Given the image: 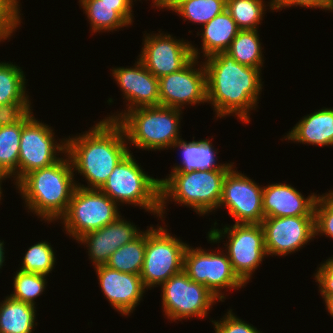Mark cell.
Instances as JSON below:
<instances>
[{
  "label": "cell",
  "mask_w": 333,
  "mask_h": 333,
  "mask_svg": "<svg viewBox=\"0 0 333 333\" xmlns=\"http://www.w3.org/2000/svg\"><path fill=\"white\" fill-rule=\"evenodd\" d=\"M207 103L215 117L235 114L242 123L250 122V111L258 106L263 82L261 69L238 63L226 52L206 57ZM237 115V116H236Z\"/></svg>",
  "instance_id": "1"
},
{
  "label": "cell",
  "mask_w": 333,
  "mask_h": 333,
  "mask_svg": "<svg viewBox=\"0 0 333 333\" xmlns=\"http://www.w3.org/2000/svg\"><path fill=\"white\" fill-rule=\"evenodd\" d=\"M129 152L124 130L114 120H100L85 133L66 138V154L73 171L88 181V186L76 182L82 188L100 189Z\"/></svg>",
  "instance_id": "2"
},
{
  "label": "cell",
  "mask_w": 333,
  "mask_h": 333,
  "mask_svg": "<svg viewBox=\"0 0 333 333\" xmlns=\"http://www.w3.org/2000/svg\"><path fill=\"white\" fill-rule=\"evenodd\" d=\"M64 156L49 167L30 171L15 184L25 207L47 223L66 213L76 188L71 161L66 153Z\"/></svg>",
  "instance_id": "3"
},
{
  "label": "cell",
  "mask_w": 333,
  "mask_h": 333,
  "mask_svg": "<svg viewBox=\"0 0 333 333\" xmlns=\"http://www.w3.org/2000/svg\"><path fill=\"white\" fill-rule=\"evenodd\" d=\"M229 171L170 172L165 179H160V218H164L168 201L191 207L199 216L216 211L221 200L223 182Z\"/></svg>",
  "instance_id": "4"
},
{
  "label": "cell",
  "mask_w": 333,
  "mask_h": 333,
  "mask_svg": "<svg viewBox=\"0 0 333 333\" xmlns=\"http://www.w3.org/2000/svg\"><path fill=\"white\" fill-rule=\"evenodd\" d=\"M182 110L164 106L139 107L127 111L117 122L127 142L142 150H165L181 139Z\"/></svg>",
  "instance_id": "5"
},
{
  "label": "cell",
  "mask_w": 333,
  "mask_h": 333,
  "mask_svg": "<svg viewBox=\"0 0 333 333\" xmlns=\"http://www.w3.org/2000/svg\"><path fill=\"white\" fill-rule=\"evenodd\" d=\"M132 154L129 152L116 165L100 190L118 206H139L160 217V179L146 174Z\"/></svg>",
  "instance_id": "6"
},
{
  "label": "cell",
  "mask_w": 333,
  "mask_h": 333,
  "mask_svg": "<svg viewBox=\"0 0 333 333\" xmlns=\"http://www.w3.org/2000/svg\"><path fill=\"white\" fill-rule=\"evenodd\" d=\"M216 225L217 222L208 231L207 240L213 244L220 243V240H223L227 235L228 241L224 245L225 252L234 272L247 284L264 257H268L262 225L235 223L232 226L225 225L222 229L217 228Z\"/></svg>",
  "instance_id": "7"
},
{
  "label": "cell",
  "mask_w": 333,
  "mask_h": 333,
  "mask_svg": "<svg viewBox=\"0 0 333 333\" xmlns=\"http://www.w3.org/2000/svg\"><path fill=\"white\" fill-rule=\"evenodd\" d=\"M117 204L100 189L76 186L66 213L59 219L73 239L101 229L120 215Z\"/></svg>",
  "instance_id": "8"
},
{
  "label": "cell",
  "mask_w": 333,
  "mask_h": 333,
  "mask_svg": "<svg viewBox=\"0 0 333 333\" xmlns=\"http://www.w3.org/2000/svg\"><path fill=\"white\" fill-rule=\"evenodd\" d=\"M150 226L146 230V249L140 277L145 288L161 286L171 276L183 271L188 244L172 236L164 227Z\"/></svg>",
  "instance_id": "9"
},
{
  "label": "cell",
  "mask_w": 333,
  "mask_h": 333,
  "mask_svg": "<svg viewBox=\"0 0 333 333\" xmlns=\"http://www.w3.org/2000/svg\"><path fill=\"white\" fill-rule=\"evenodd\" d=\"M52 127L35 119L32 110L22 113L18 181L30 171L49 167L66 153V139L55 141ZM58 156V157H57Z\"/></svg>",
  "instance_id": "10"
},
{
  "label": "cell",
  "mask_w": 333,
  "mask_h": 333,
  "mask_svg": "<svg viewBox=\"0 0 333 333\" xmlns=\"http://www.w3.org/2000/svg\"><path fill=\"white\" fill-rule=\"evenodd\" d=\"M162 307L171 321L206 318L214 303L220 302L203 284L192 281L181 271L162 285Z\"/></svg>",
  "instance_id": "11"
},
{
  "label": "cell",
  "mask_w": 333,
  "mask_h": 333,
  "mask_svg": "<svg viewBox=\"0 0 333 333\" xmlns=\"http://www.w3.org/2000/svg\"><path fill=\"white\" fill-rule=\"evenodd\" d=\"M208 251L202 247L187 246L184 254L183 271L197 283L203 284L223 302L226 297L221 291L245 287V283L234 272L227 253ZM223 299V300H222Z\"/></svg>",
  "instance_id": "12"
},
{
  "label": "cell",
  "mask_w": 333,
  "mask_h": 333,
  "mask_svg": "<svg viewBox=\"0 0 333 333\" xmlns=\"http://www.w3.org/2000/svg\"><path fill=\"white\" fill-rule=\"evenodd\" d=\"M145 34L138 59L158 79L182 69L193 57H200V49L183 38L178 40L163 32Z\"/></svg>",
  "instance_id": "13"
},
{
  "label": "cell",
  "mask_w": 333,
  "mask_h": 333,
  "mask_svg": "<svg viewBox=\"0 0 333 333\" xmlns=\"http://www.w3.org/2000/svg\"><path fill=\"white\" fill-rule=\"evenodd\" d=\"M198 63L193 57L182 69L159 78L160 106L183 110L184 105L207 103L206 68Z\"/></svg>",
  "instance_id": "14"
},
{
  "label": "cell",
  "mask_w": 333,
  "mask_h": 333,
  "mask_svg": "<svg viewBox=\"0 0 333 333\" xmlns=\"http://www.w3.org/2000/svg\"><path fill=\"white\" fill-rule=\"evenodd\" d=\"M233 167L223 182L220 207H225L236 224H261L263 187Z\"/></svg>",
  "instance_id": "15"
},
{
  "label": "cell",
  "mask_w": 333,
  "mask_h": 333,
  "mask_svg": "<svg viewBox=\"0 0 333 333\" xmlns=\"http://www.w3.org/2000/svg\"><path fill=\"white\" fill-rule=\"evenodd\" d=\"M261 225L268 256H286L315 238V216L264 218Z\"/></svg>",
  "instance_id": "16"
},
{
  "label": "cell",
  "mask_w": 333,
  "mask_h": 333,
  "mask_svg": "<svg viewBox=\"0 0 333 333\" xmlns=\"http://www.w3.org/2000/svg\"><path fill=\"white\" fill-rule=\"evenodd\" d=\"M112 76L127 100L126 110L105 119L118 121L127 111L139 107L160 106L159 79L137 58L134 66L111 69ZM128 109V110H127Z\"/></svg>",
  "instance_id": "17"
},
{
  "label": "cell",
  "mask_w": 333,
  "mask_h": 333,
  "mask_svg": "<svg viewBox=\"0 0 333 333\" xmlns=\"http://www.w3.org/2000/svg\"><path fill=\"white\" fill-rule=\"evenodd\" d=\"M94 269L100 288L111 306L124 316L133 313L146 291L140 275L120 272L106 265Z\"/></svg>",
  "instance_id": "18"
},
{
  "label": "cell",
  "mask_w": 333,
  "mask_h": 333,
  "mask_svg": "<svg viewBox=\"0 0 333 333\" xmlns=\"http://www.w3.org/2000/svg\"><path fill=\"white\" fill-rule=\"evenodd\" d=\"M143 231L120 215L114 222L90 233L77 241L85 244L93 265H105L110 256L123 245L137 238Z\"/></svg>",
  "instance_id": "19"
},
{
  "label": "cell",
  "mask_w": 333,
  "mask_h": 333,
  "mask_svg": "<svg viewBox=\"0 0 333 333\" xmlns=\"http://www.w3.org/2000/svg\"><path fill=\"white\" fill-rule=\"evenodd\" d=\"M319 197L311 193L308 197L286 183L263 186L262 208L264 218L287 216H315L314 207Z\"/></svg>",
  "instance_id": "20"
},
{
  "label": "cell",
  "mask_w": 333,
  "mask_h": 333,
  "mask_svg": "<svg viewBox=\"0 0 333 333\" xmlns=\"http://www.w3.org/2000/svg\"><path fill=\"white\" fill-rule=\"evenodd\" d=\"M25 78L21 67L12 62H0V109L8 115L32 110Z\"/></svg>",
  "instance_id": "21"
},
{
  "label": "cell",
  "mask_w": 333,
  "mask_h": 333,
  "mask_svg": "<svg viewBox=\"0 0 333 333\" xmlns=\"http://www.w3.org/2000/svg\"><path fill=\"white\" fill-rule=\"evenodd\" d=\"M283 138L320 147L333 146V107L307 114Z\"/></svg>",
  "instance_id": "22"
},
{
  "label": "cell",
  "mask_w": 333,
  "mask_h": 333,
  "mask_svg": "<svg viewBox=\"0 0 333 333\" xmlns=\"http://www.w3.org/2000/svg\"><path fill=\"white\" fill-rule=\"evenodd\" d=\"M92 32L117 31L133 22L132 4H108L102 0H79Z\"/></svg>",
  "instance_id": "23"
},
{
  "label": "cell",
  "mask_w": 333,
  "mask_h": 333,
  "mask_svg": "<svg viewBox=\"0 0 333 333\" xmlns=\"http://www.w3.org/2000/svg\"><path fill=\"white\" fill-rule=\"evenodd\" d=\"M179 139L172 147L179 148L182 155L181 164L172 167L171 172H191L194 170H231L233 163H216L217 150L208 139L190 142Z\"/></svg>",
  "instance_id": "24"
},
{
  "label": "cell",
  "mask_w": 333,
  "mask_h": 333,
  "mask_svg": "<svg viewBox=\"0 0 333 333\" xmlns=\"http://www.w3.org/2000/svg\"><path fill=\"white\" fill-rule=\"evenodd\" d=\"M22 132V114L8 115L0 124V170L18 182L19 148Z\"/></svg>",
  "instance_id": "25"
},
{
  "label": "cell",
  "mask_w": 333,
  "mask_h": 333,
  "mask_svg": "<svg viewBox=\"0 0 333 333\" xmlns=\"http://www.w3.org/2000/svg\"><path fill=\"white\" fill-rule=\"evenodd\" d=\"M202 51L204 58L219 53L226 52L233 39L237 35L239 28L227 10L214 17L211 21L201 27Z\"/></svg>",
  "instance_id": "26"
},
{
  "label": "cell",
  "mask_w": 333,
  "mask_h": 333,
  "mask_svg": "<svg viewBox=\"0 0 333 333\" xmlns=\"http://www.w3.org/2000/svg\"><path fill=\"white\" fill-rule=\"evenodd\" d=\"M36 312V306L6 296L0 302V333H32Z\"/></svg>",
  "instance_id": "27"
},
{
  "label": "cell",
  "mask_w": 333,
  "mask_h": 333,
  "mask_svg": "<svg viewBox=\"0 0 333 333\" xmlns=\"http://www.w3.org/2000/svg\"><path fill=\"white\" fill-rule=\"evenodd\" d=\"M261 45L258 30H239L226 53L240 64L262 69Z\"/></svg>",
  "instance_id": "28"
},
{
  "label": "cell",
  "mask_w": 333,
  "mask_h": 333,
  "mask_svg": "<svg viewBox=\"0 0 333 333\" xmlns=\"http://www.w3.org/2000/svg\"><path fill=\"white\" fill-rule=\"evenodd\" d=\"M146 249V230L131 242L118 248L106 266L120 272L140 275Z\"/></svg>",
  "instance_id": "29"
},
{
  "label": "cell",
  "mask_w": 333,
  "mask_h": 333,
  "mask_svg": "<svg viewBox=\"0 0 333 333\" xmlns=\"http://www.w3.org/2000/svg\"><path fill=\"white\" fill-rule=\"evenodd\" d=\"M226 10V0H182L173 9L183 21L204 26L214 17Z\"/></svg>",
  "instance_id": "30"
},
{
  "label": "cell",
  "mask_w": 333,
  "mask_h": 333,
  "mask_svg": "<svg viewBox=\"0 0 333 333\" xmlns=\"http://www.w3.org/2000/svg\"><path fill=\"white\" fill-rule=\"evenodd\" d=\"M265 4L263 0H226V10L239 30H257L268 9Z\"/></svg>",
  "instance_id": "31"
},
{
  "label": "cell",
  "mask_w": 333,
  "mask_h": 333,
  "mask_svg": "<svg viewBox=\"0 0 333 333\" xmlns=\"http://www.w3.org/2000/svg\"><path fill=\"white\" fill-rule=\"evenodd\" d=\"M55 257L50 243L47 241L38 242L28 248L19 270L48 276L56 265Z\"/></svg>",
  "instance_id": "32"
},
{
  "label": "cell",
  "mask_w": 333,
  "mask_h": 333,
  "mask_svg": "<svg viewBox=\"0 0 333 333\" xmlns=\"http://www.w3.org/2000/svg\"><path fill=\"white\" fill-rule=\"evenodd\" d=\"M46 275L16 271L13 277L14 291L9 296L15 300L29 303L35 306L34 301L37 297L43 294L46 288Z\"/></svg>",
  "instance_id": "33"
},
{
  "label": "cell",
  "mask_w": 333,
  "mask_h": 333,
  "mask_svg": "<svg viewBox=\"0 0 333 333\" xmlns=\"http://www.w3.org/2000/svg\"><path fill=\"white\" fill-rule=\"evenodd\" d=\"M324 194L315 202V236L321 234L333 239V194L330 191Z\"/></svg>",
  "instance_id": "34"
},
{
  "label": "cell",
  "mask_w": 333,
  "mask_h": 333,
  "mask_svg": "<svg viewBox=\"0 0 333 333\" xmlns=\"http://www.w3.org/2000/svg\"><path fill=\"white\" fill-rule=\"evenodd\" d=\"M225 317L221 320H212L215 333H262L257 330L252 324L246 323L242 319L238 318L232 312V309L228 310Z\"/></svg>",
  "instance_id": "35"
},
{
  "label": "cell",
  "mask_w": 333,
  "mask_h": 333,
  "mask_svg": "<svg viewBox=\"0 0 333 333\" xmlns=\"http://www.w3.org/2000/svg\"><path fill=\"white\" fill-rule=\"evenodd\" d=\"M267 6L271 10H282L292 6L306 8H320L323 10L333 11V0H269Z\"/></svg>",
  "instance_id": "36"
},
{
  "label": "cell",
  "mask_w": 333,
  "mask_h": 333,
  "mask_svg": "<svg viewBox=\"0 0 333 333\" xmlns=\"http://www.w3.org/2000/svg\"><path fill=\"white\" fill-rule=\"evenodd\" d=\"M316 271L314 279L319 284L320 295H333V256L320 264Z\"/></svg>",
  "instance_id": "37"
},
{
  "label": "cell",
  "mask_w": 333,
  "mask_h": 333,
  "mask_svg": "<svg viewBox=\"0 0 333 333\" xmlns=\"http://www.w3.org/2000/svg\"><path fill=\"white\" fill-rule=\"evenodd\" d=\"M20 0H0V19L15 32L21 24Z\"/></svg>",
  "instance_id": "38"
},
{
  "label": "cell",
  "mask_w": 333,
  "mask_h": 333,
  "mask_svg": "<svg viewBox=\"0 0 333 333\" xmlns=\"http://www.w3.org/2000/svg\"><path fill=\"white\" fill-rule=\"evenodd\" d=\"M182 0H155L153 6H156L160 9H169L172 10L177 4H179Z\"/></svg>",
  "instance_id": "39"
},
{
  "label": "cell",
  "mask_w": 333,
  "mask_h": 333,
  "mask_svg": "<svg viewBox=\"0 0 333 333\" xmlns=\"http://www.w3.org/2000/svg\"><path fill=\"white\" fill-rule=\"evenodd\" d=\"M13 31L0 19V42L9 39Z\"/></svg>",
  "instance_id": "40"
},
{
  "label": "cell",
  "mask_w": 333,
  "mask_h": 333,
  "mask_svg": "<svg viewBox=\"0 0 333 333\" xmlns=\"http://www.w3.org/2000/svg\"><path fill=\"white\" fill-rule=\"evenodd\" d=\"M322 299H324L326 310L330 313V316L333 317V295H326Z\"/></svg>",
  "instance_id": "41"
},
{
  "label": "cell",
  "mask_w": 333,
  "mask_h": 333,
  "mask_svg": "<svg viewBox=\"0 0 333 333\" xmlns=\"http://www.w3.org/2000/svg\"><path fill=\"white\" fill-rule=\"evenodd\" d=\"M4 241L0 240V269L2 268V266L4 265V261H5V248H4Z\"/></svg>",
  "instance_id": "42"
},
{
  "label": "cell",
  "mask_w": 333,
  "mask_h": 333,
  "mask_svg": "<svg viewBox=\"0 0 333 333\" xmlns=\"http://www.w3.org/2000/svg\"><path fill=\"white\" fill-rule=\"evenodd\" d=\"M108 4H133V0H102Z\"/></svg>",
  "instance_id": "43"
},
{
  "label": "cell",
  "mask_w": 333,
  "mask_h": 333,
  "mask_svg": "<svg viewBox=\"0 0 333 333\" xmlns=\"http://www.w3.org/2000/svg\"><path fill=\"white\" fill-rule=\"evenodd\" d=\"M8 177L0 170V201H1V198H2V187H1V184H2V181L3 180H6Z\"/></svg>",
  "instance_id": "44"
},
{
  "label": "cell",
  "mask_w": 333,
  "mask_h": 333,
  "mask_svg": "<svg viewBox=\"0 0 333 333\" xmlns=\"http://www.w3.org/2000/svg\"><path fill=\"white\" fill-rule=\"evenodd\" d=\"M8 117V114L0 109V124Z\"/></svg>",
  "instance_id": "45"
}]
</instances>
